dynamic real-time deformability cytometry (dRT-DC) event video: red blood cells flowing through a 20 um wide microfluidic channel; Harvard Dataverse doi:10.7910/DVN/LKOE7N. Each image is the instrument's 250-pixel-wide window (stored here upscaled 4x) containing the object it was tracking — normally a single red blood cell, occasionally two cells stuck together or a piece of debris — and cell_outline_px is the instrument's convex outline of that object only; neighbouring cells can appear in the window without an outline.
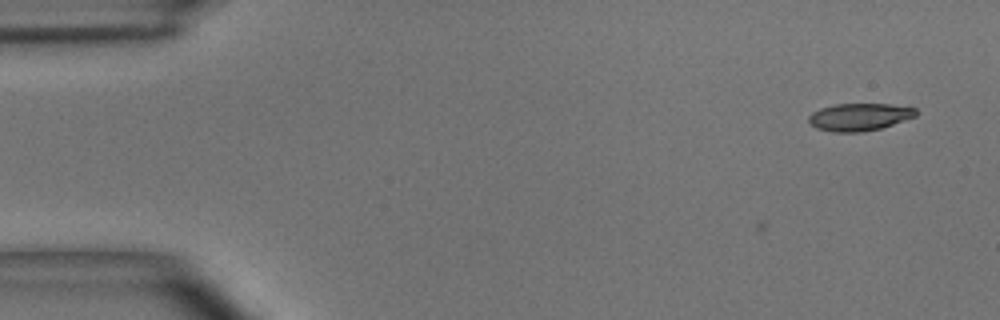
{"species": "common noctule bat (a hibernating species)", "species_latin": "Nyctalus noctula", "temperature_condition": "room temperature", "stored_images_in_passage": 2, "camera_frame_rate_fps": 3000, "um_per_image_px": 0.085, "animal": {"sex": "male", "body_mass_g": 15.6}, "frame": {"image": 1, "passage_image": 2, "time_ms": 0.333, "image_size_px": [1000, 320], "cell_outline_px": [[916, 116], [880, 128], [860, 132], [836, 132], [816, 128], [808, 120], [808, 116], [812, 112], [820, 108], [836, 104], [888, 104], [916, 108]], "centroid_in_image_um": [73.02, 9.93], "position_along_channel_um": 12.0, "area_um2": 16.94}}